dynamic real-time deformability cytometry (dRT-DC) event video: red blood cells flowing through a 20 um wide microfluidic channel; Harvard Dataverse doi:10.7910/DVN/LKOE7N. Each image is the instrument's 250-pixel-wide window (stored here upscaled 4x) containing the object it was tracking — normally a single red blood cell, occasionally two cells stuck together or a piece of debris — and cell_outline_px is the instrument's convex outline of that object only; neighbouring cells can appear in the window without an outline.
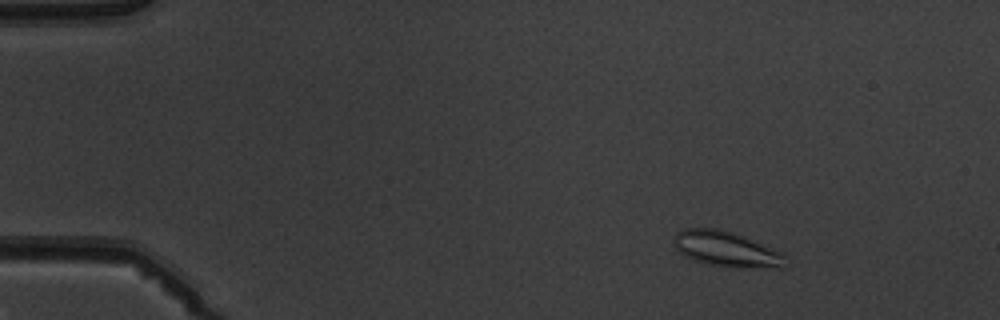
{"species": "common noctule bat (a hibernating species)", "species_latin": "Nyctalus noctula", "temperature_condition": "warm", "stored_images_in_passage": 6, "camera_frame_rate_fps": 3000, "um_per_image_px": 0.085, "animal": {"sex": "male", "body_mass_g": 19.5, "forearm_length_mm": 54.6}, "frame": {"image": 1, "passage_image": 3, "time_ms": 2.333, "image_size_px": [1000, 320], "cell_outline_px": [[788, 256], [784, 268], [740, 268], [712, 264], [696, 260], [680, 252], [676, 248], [672, 240], [676, 232], [684, 228], [716, 228], [732, 232], [744, 236], [784, 252]], "centroid_in_image_um": [61.82, 21.17], "position_along_channel_um": 23.2, "area_um2": 23.18}}
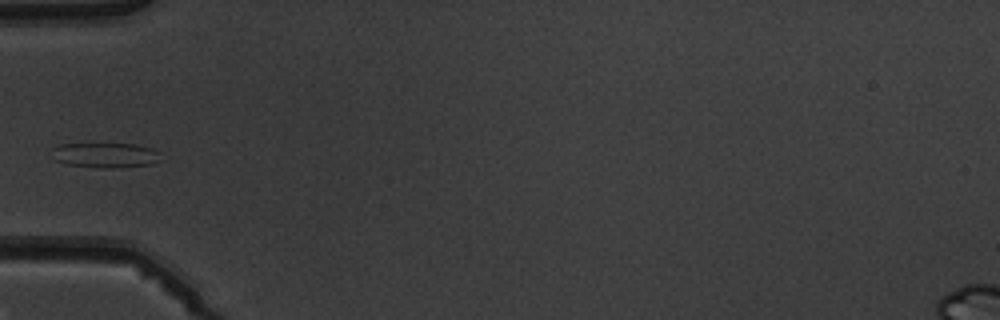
{"frame": {"image": 2, "passage_image": 6, "time_ms": 6.0, "image_size_px": [1000, 320], "cell_outline_px": [[160, 160], [152, 164], [116, 168], [100, 168], [68, 164], [52, 160], [52, 148], [60, 144], [136, 144], [152, 148], [160, 152]], "centroid_in_image_um": [8.95, 13.19], "position_along_channel_um": 76.0, "area_um2": 16.01}}